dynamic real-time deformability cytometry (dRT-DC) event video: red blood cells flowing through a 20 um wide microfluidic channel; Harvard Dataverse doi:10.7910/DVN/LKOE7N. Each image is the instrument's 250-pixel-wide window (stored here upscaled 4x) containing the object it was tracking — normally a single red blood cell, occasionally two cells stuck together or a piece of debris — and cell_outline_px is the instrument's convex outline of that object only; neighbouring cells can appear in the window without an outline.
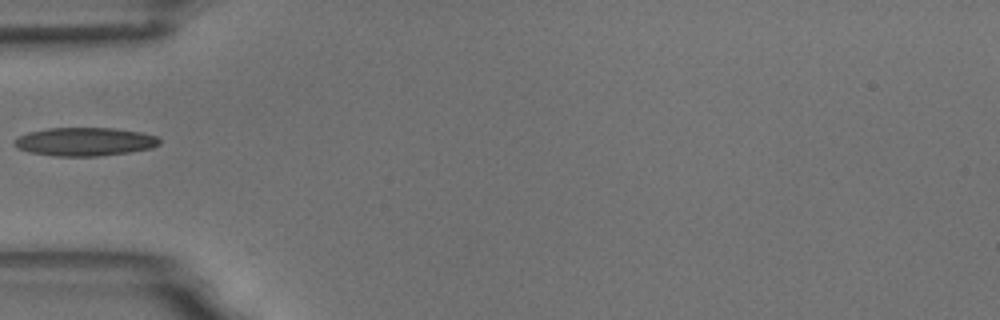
{"species": "common noctule bat (a hibernating species)", "species_latin": "Nyctalus noctula", "temperature_condition": "room temperature", "stored_images_in_passage": 2, "camera_frame_rate_fps": 3000, "um_per_image_px": 0.085, "animal": {"sex": "male", "body_mass_g": 18.8}, "frame": {"image": 1, "passage_image": 1, "time_ms": 0.0, "image_size_px": [1000, 320], "cell_outline_px": [[160, 144], [152, 148], [128, 152], [96, 156], [56, 156], [28, 152], [16, 148], [12, 144], [12, 140], [28, 132], [48, 128], [112, 128], [140, 132], [156, 136], [160, 140]], "centroid_in_image_um": [7.15, 12.04], "position_along_channel_um": 77.8, "area_um2": 24.04}}